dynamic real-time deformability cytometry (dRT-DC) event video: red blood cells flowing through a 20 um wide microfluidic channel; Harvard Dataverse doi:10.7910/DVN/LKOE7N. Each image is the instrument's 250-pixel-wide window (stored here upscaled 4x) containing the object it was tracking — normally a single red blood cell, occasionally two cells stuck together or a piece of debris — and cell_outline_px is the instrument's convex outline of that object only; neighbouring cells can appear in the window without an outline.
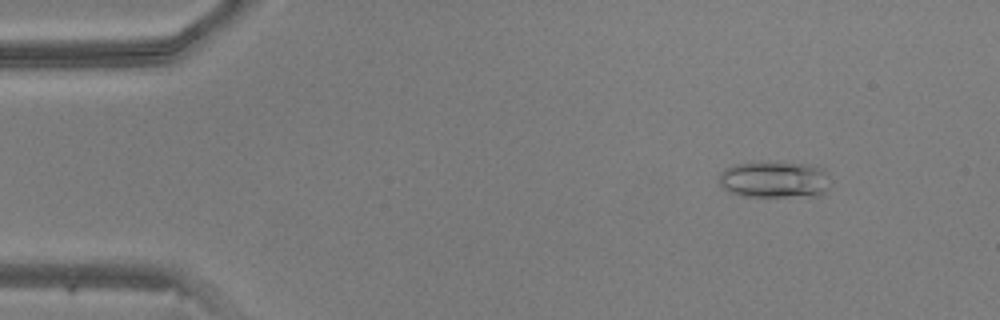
{"species": "common noctule bat (a hibernating species)", "species_latin": "Nyctalus noctula", "temperature_condition": "warm", "stored_images_in_passage": 49, "camera_frame_rate_fps": 3000, "um_per_image_px": 0.085, "animal": {"sex": "male", "body_mass_g": 20.5, "forearm_length_mm": 52.5}, "frame": {"image": 1, "passage_image": 6, "time_ms": 1.667, "image_size_px": [1000, 320], "cell_outline_px": [[832, 184], [820, 196], [744, 196], [732, 192], [724, 188], [720, 184], [720, 172], [732, 164], [816, 164], [824, 172]], "centroid_in_image_um": [65.88, 15.29], "position_along_channel_um": 19.1, "area_um2": 23.18}}
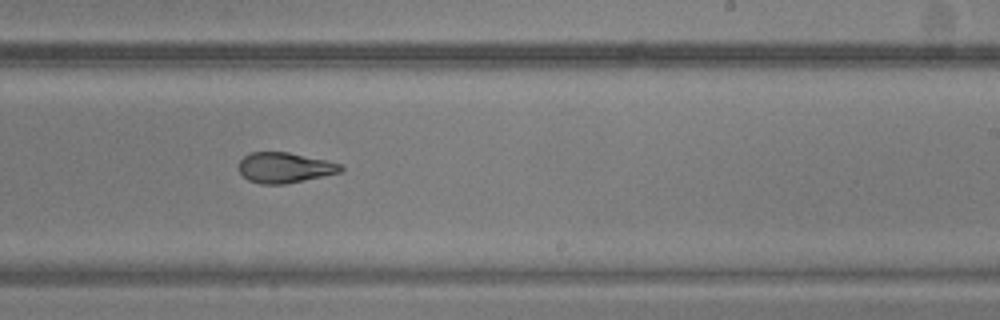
{"frame": {"image": 2, "passage_image": 30, "time_ms": 9.667, "image_size_px": [1000, 320], "cell_outline_px": [[344, 168], [340, 172], [284, 184], [260, 184], [248, 180], [240, 172], [240, 160], [244, 156], [252, 152], [288, 152], [328, 160], [340, 164]], "centroid_in_image_um": [24.2, 14.24], "position_along_channel_um": 264.8, "area_um2": 17.86}}
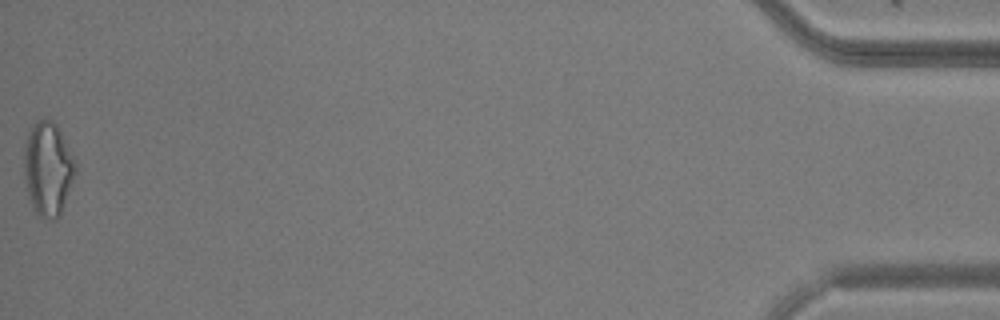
{"frame": {"image": 3, "passage_image": 49, "time_ms": 16.0, "image_size_px": [1000, 320], "cell_outline_px": [[76, 172], [60, 216], [56, 220], [52, 220], [36, 216], [28, 196], [24, 176], [24, 148], [28, 132], [36, 120], [52, 120], [56, 124], [76, 160]], "centroid_in_image_um": [4.07, 14.38], "position_along_channel_um": 431.1, "area_um2": 28.32}}